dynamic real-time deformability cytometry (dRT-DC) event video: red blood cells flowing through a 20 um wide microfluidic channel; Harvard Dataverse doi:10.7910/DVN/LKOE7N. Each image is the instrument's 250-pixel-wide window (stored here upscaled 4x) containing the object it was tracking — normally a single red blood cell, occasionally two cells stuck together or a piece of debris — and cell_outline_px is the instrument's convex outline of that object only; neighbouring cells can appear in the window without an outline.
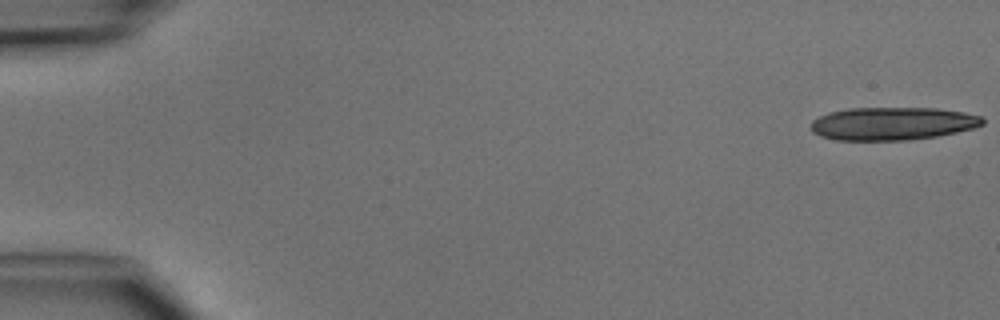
{"species": "common noctule bat (a hibernating species)", "species_latin": "Nyctalus noctula", "temperature_condition": "cold", "stored_images_in_passage": 5, "camera_frame_rate_fps": 3000, "um_per_image_px": 0.085, "animal": {"sex": "male", "body_mass_g": 15.6}, "frame": {"image": 1, "passage_image": 1, "time_ms": 0.0, "image_size_px": [1000, 320], "cell_outline_px": [[984, 124], [972, 128], [956, 132], [936, 136], [908, 140], [836, 140], [820, 136], [812, 132], [812, 120], [828, 112], [852, 108], [936, 108], [964, 112], [980, 116], [984, 120]], "centroid_in_image_um": [75.85, 10.5], "position_along_channel_um": 9.2, "area_um2": 32.89}}
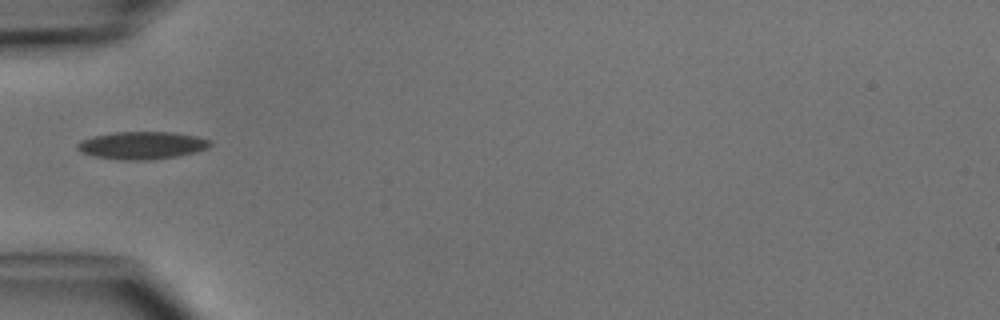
{"frame": {"image": 2, "passage_image": 5, "time_ms": 5.333, "image_size_px": [1000, 320], "cell_outline_px": [[212, 144], [208, 148], [196, 152], [176, 156], [144, 160], [120, 160], [92, 156], [80, 152], [76, 148], [76, 144], [80, 140], [92, 136], [112, 132], [172, 132], [196, 136], [212, 140]], "centroid_in_image_um": [12.03, 12.35], "position_along_channel_um": 73.0, "area_um2": 21.56}}